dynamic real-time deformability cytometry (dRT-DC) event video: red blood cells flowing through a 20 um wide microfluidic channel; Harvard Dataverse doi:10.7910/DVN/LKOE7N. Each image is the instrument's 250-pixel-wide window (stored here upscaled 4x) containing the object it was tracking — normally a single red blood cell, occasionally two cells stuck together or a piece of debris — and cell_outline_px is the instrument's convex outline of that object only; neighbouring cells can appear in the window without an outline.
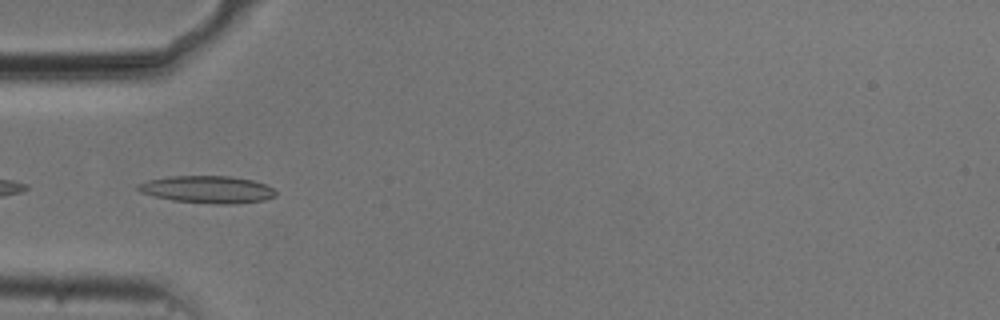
{"species": "common noctule bat (a hibernating species)", "species_latin": "Nyctalus noctula", "temperature_condition": "cold", "stored_images_in_passage": 54, "camera_frame_rate_fps": 3000, "um_per_image_px": 0.085, "animal": {"sex": "male", "body_mass_g": 20.5, "forearm_length_mm": 52.5}, "frame": {"image": 1, "passage_image": 17, "time_ms": 5.333, "image_size_px": [1000, 320], "cell_outline_px": [[276, 196], [264, 200], [232, 204], [212, 204], [172, 200], [140, 192], [136, 188], [136, 184], [148, 180], [168, 176], [228, 176], [252, 180], [264, 184], [272, 188], [276, 192]], "centroid_in_image_um": [17.61, 16.1], "position_along_channel_um": 67.4, "area_um2": 21.85}}
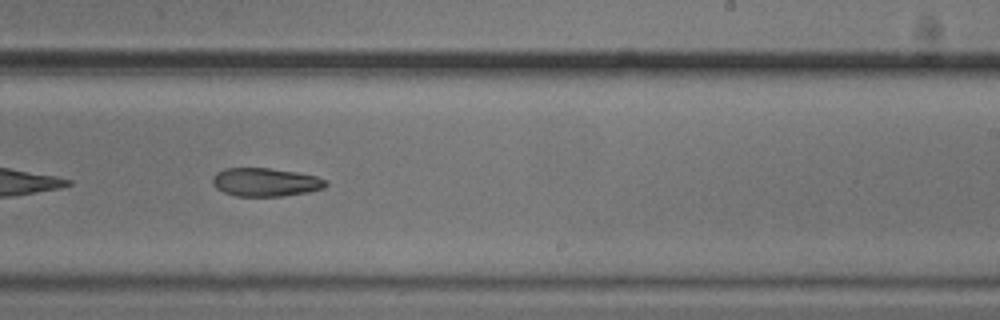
{"frame": {"image": 2, "passage_image": 33, "time_ms": 10.667, "image_size_px": [1000, 320], "cell_outline_px": [[328, 184], [324, 188], [308, 192], [280, 196], [236, 196], [224, 192], [216, 188], [212, 184], [212, 176], [216, 172], [224, 168], [268, 168], [296, 172], [316, 176], [328, 180]], "centroid_in_image_um": [22.55, 15.48], "position_along_channel_um": 266.4, "area_um2": 18.84}}
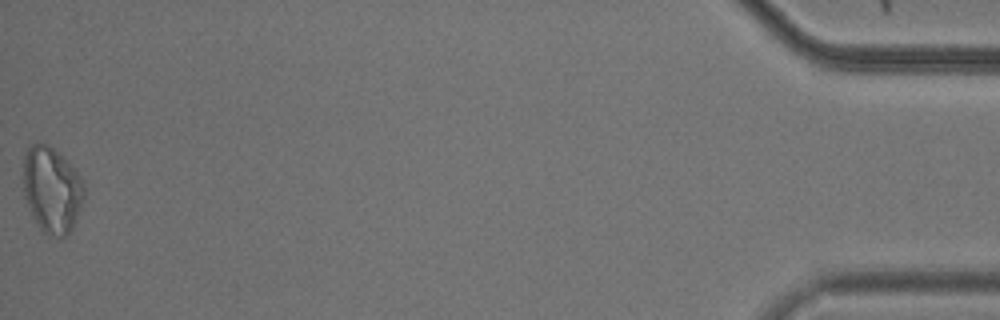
{"frame": {"image": 3, "passage_image": 54, "time_ms": 17.667, "image_size_px": [1000, 320], "cell_outline_px": [[84, 200], [72, 228], [60, 240], [48, 236], [40, 228], [32, 216], [24, 196], [24, 152], [32, 144], [48, 144], [76, 172], [84, 184]], "centroid_in_image_um": [4.4, 16.19], "position_along_channel_um": 430.8, "area_um2": 30.17}}